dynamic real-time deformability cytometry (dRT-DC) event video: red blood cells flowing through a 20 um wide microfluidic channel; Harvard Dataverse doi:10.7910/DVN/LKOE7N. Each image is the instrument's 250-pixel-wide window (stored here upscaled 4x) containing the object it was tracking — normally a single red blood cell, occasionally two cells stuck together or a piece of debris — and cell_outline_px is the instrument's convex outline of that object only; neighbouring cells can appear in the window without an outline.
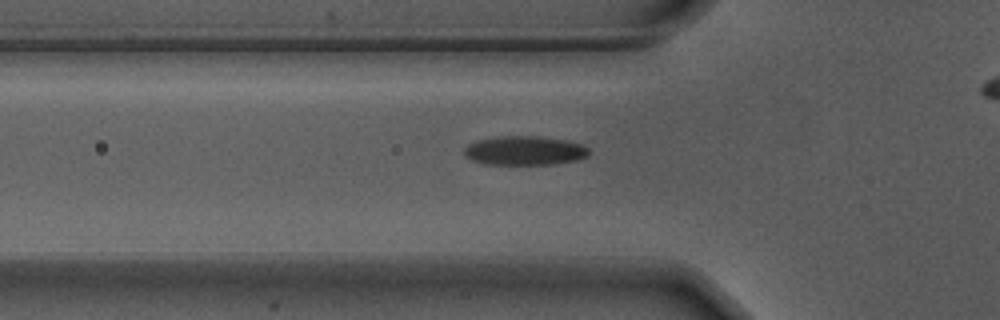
{"species": "Egyptian fruit bat (a non-hibernating species)", "species_latin": "Rousettus aegyptiacus", "temperature_condition": "warm", "stored_images_in_passage": 35, "camera_frame_rate_fps": 3000, "um_per_image_px": 0.085, "animal": {"sex": "male"}, "frame": {"image": 1, "passage_image": 8, "time_ms": 2.333, "image_size_px": [1000, 320], "cell_outline_px": [[588, 156], [576, 160], [552, 164], [484, 164], [472, 160], [464, 156], [464, 148], [468, 144], [480, 140], [500, 136], [540, 136], [568, 140], [580, 144], [588, 148]], "centroid_in_image_um": [44.58, 12.8], "position_along_channel_um": 81.2, "area_um2": 21.1}}
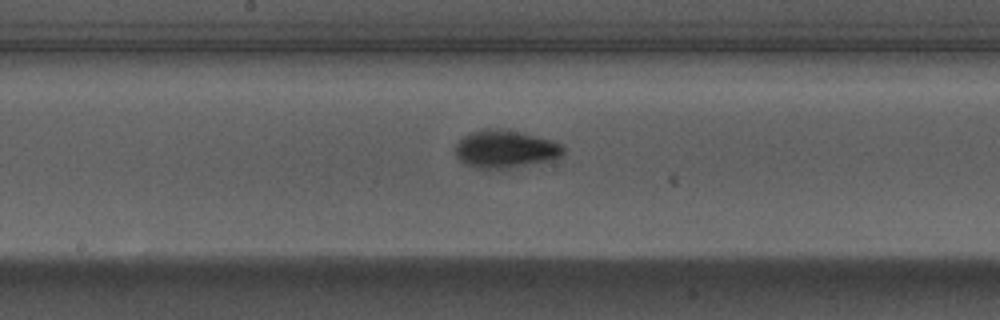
{"frame": {"image": 2, "passage_image": 18, "time_ms": 5.667, "image_size_px": [1000, 320], "cell_outline_px": [[564, 152], [560, 156], [552, 160], [508, 168], [476, 168], [464, 164], [456, 156], [456, 144], [464, 136], [472, 132], [488, 128], [496, 128], [516, 132], [552, 140], [564, 144]], "centroid_in_image_um": [42.95, 12.68], "position_along_channel_um": 205.2, "area_um2": 23.47}}
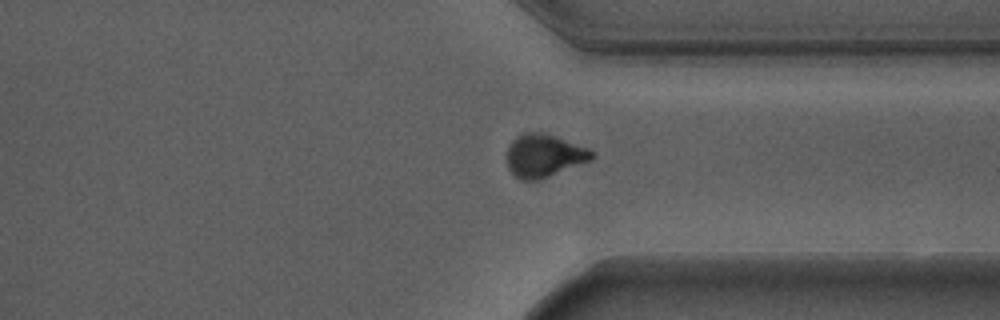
{"frame": {"image": 3, "passage_image": 31, "time_ms": 10.0, "image_size_px": [1000, 320], "cell_outline_px": [[596, 156], [592, 160], [540, 180], [520, 180], [508, 168], [508, 148], [512, 140], [524, 132], [544, 132], [556, 136], [588, 148], [596, 152]], "centroid_in_image_um": [46.29, 13.23], "position_along_channel_um": 365.1, "area_um2": 21.39}}